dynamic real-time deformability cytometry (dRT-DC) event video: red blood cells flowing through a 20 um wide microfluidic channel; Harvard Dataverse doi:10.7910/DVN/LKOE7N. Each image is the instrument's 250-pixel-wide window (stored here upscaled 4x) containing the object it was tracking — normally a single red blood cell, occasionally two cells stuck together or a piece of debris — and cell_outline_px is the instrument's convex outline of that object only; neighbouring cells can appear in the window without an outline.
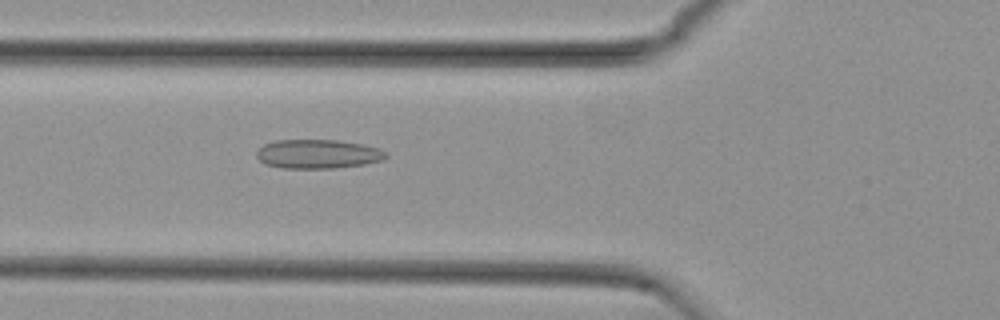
{"species": "common noctule bat (a hibernating species)", "species_latin": "Nyctalus noctula", "temperature_condition": "cold", "stored_images_in_passage": 37, "camera_frame_rate_fps": 3000, "um_per_image_px": 0.085, "animal": {"sex": "female", "body_mass_g": 29.2, "forearm_length_mm": 56.3}, "frame": {"image": 1, "passage_image": 3, "time_ms": 0.667, "image_size_px": [1000, 320], "cell_outline_px": [[388, 156], [384, 160], [364, 164], [332, 168], [280, 168], [268, 164], [260, 160], [256, 156], [256, 152], [264, 144], [276, 140], [336, 140], [364, 144], [380, 148], [388, 152]], "centroid_in_image_um": [27.07, 13.08], "position_along_channel_um": 98.7, "area_um2": 21.96}}
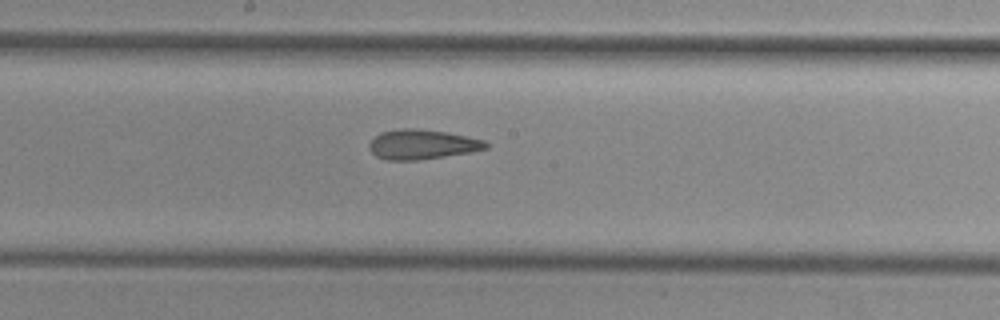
{"frame": {"image": 2, "passage_image": 12, "time_ms": 3.667, "image_size_px": [1000, 320], "cell_outline_px": [[488, 148], [472, 152], [420, 160], [388, 160], [376, 156], [368, 148], [368, 144], [380, 132], [400, 128], [416, 128], [444, 132], [484, 140], [488, 144]], "centroid_in_image_um": [35.86, 12.28], "position_along_channel_um": 212.3, "area_um2": 20.17}}
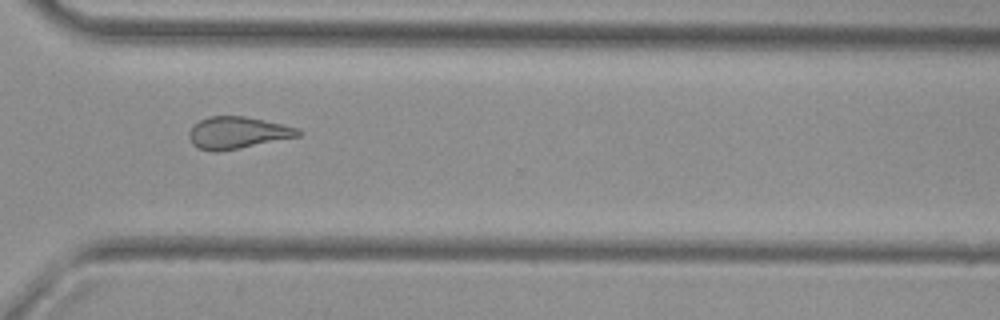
{"frame": {"image": 3, "passage_image": 23, "time_ms": 7.333, "image_size_px": [1000, 320], "cell_outline_px": [[304, 132], [300, 136], [220, 152], [212, 152], [196, 148], [192, 144], [188, 136], [188, 132], [200, 120], [208, 116], [244, 116], [284, 124], [296, 128]], "centroid_in_image_um": [20.18, 11.29], "position_along_channel_um": 350.4, "area_um2": 20.46}}